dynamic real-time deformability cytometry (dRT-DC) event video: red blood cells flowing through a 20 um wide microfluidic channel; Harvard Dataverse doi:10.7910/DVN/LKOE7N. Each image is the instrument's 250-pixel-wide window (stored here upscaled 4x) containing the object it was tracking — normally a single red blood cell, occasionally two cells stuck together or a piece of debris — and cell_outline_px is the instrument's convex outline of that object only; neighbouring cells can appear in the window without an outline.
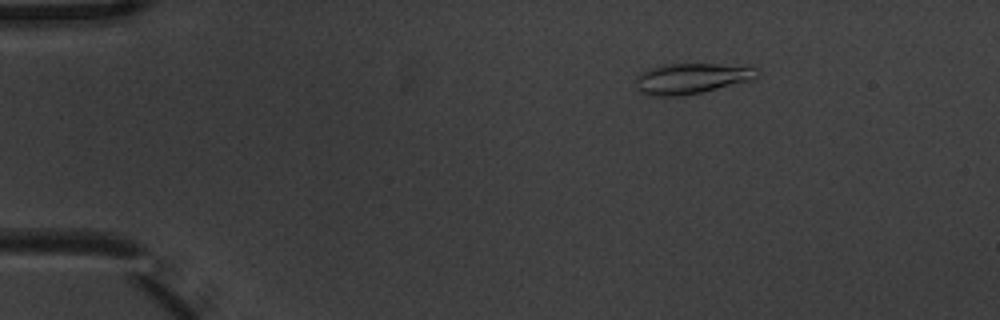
{"species": "common noctule bat (a hibernating species)", "species_latin": "Nyctalus noctula", "temperature_condition": "warm", "stored_images_in_passage": 6, "camera_frame_rate_fps": 3000, "um_per_image_px": 0.085, "animal": {"sex": "male", "body_mass_g": 20.1, "forearm_length_mm": 53.5}, "frame": {"image": 1, "passage_image": 3, "time_ms": 0.667, "image_size_px": [1000, 320], "cell_outline_px": [[760, 72], [752, 80], [700, 92], [680, 96], [648, 96], [640, 92], [636, 88], [636, 76], [640, 72], [648, 68], [668, 64], [752, 64]], "centroid_in_image_um": [58.79, 6.65], "position_along_channel_um": 26.2, "area_um2": 22.02}}
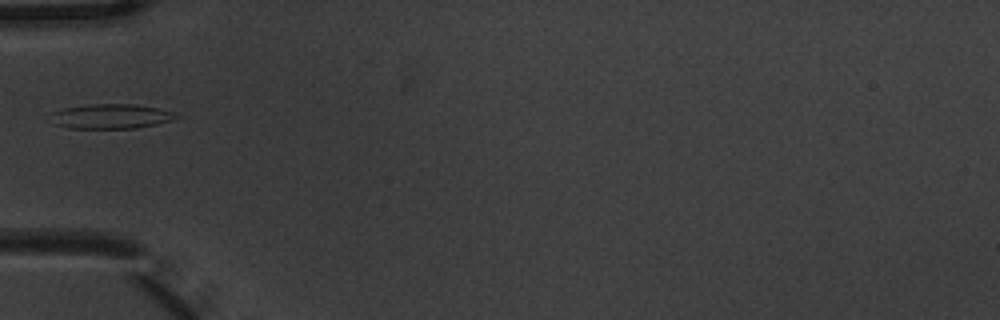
{"frame": {"image": 2, "passage_image": 6, "time_ms": 1.667, "image_size_px": [1000, 320], "cell_outline_px": [[184, 116], [172, 120], [156, 124], [136, 128], [68, 128], [52, 124], [52, 112], [64, 108], [88, 104], [136, 104], [160, 108], [176, 112]], "centroid_in_image_um": [9.49, 9.88], "position_along_channel_um": 75.5, "area_um2": 18.32}}